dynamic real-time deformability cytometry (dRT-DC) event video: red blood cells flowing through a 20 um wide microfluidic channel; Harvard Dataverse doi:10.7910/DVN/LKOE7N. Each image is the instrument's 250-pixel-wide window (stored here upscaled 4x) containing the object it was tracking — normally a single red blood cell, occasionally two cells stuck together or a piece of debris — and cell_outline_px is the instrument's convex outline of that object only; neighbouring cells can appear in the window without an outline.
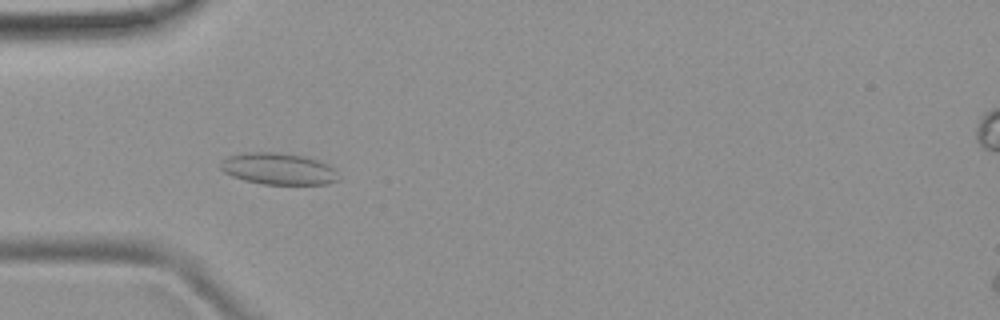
{"species": "common noctule bat (a hibernating species)", "species_latin": "Nyctalus noctula", "temperature_condition": "room temperature", "stored_images_in_passage": 50, "camera_frame_rate_fps": 3000, "um_per_image_px": 0.085, "animal": {"sex": "female", "body_mass_g": 19.9}, "frame": {"image": 1, "passage_image": 15, "time_ms": 4.667, "image_size_px": [1000, 320], "cell_outline_px": [[340, 180], [328, 184], [264, 184], [244, 180], [232, 176], [224, 172], [220, 168], [220, 160], [228, 156], [244, 152], [280, 152], [304, 156], [328, 164], [336, 172]], "centroid_in_image_um": [23.64, 14.34], "position_along_channel_um": 61.4, "area_um2": 21.85}}
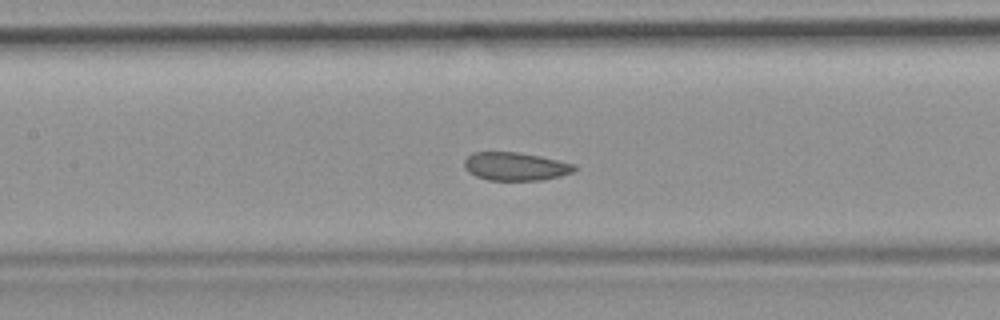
{"frame": {"image": 2, "passage_image": 23, "time_ms": 7.333, "image_size_px": [1000, 320], "cell_outline_px": [[576, 168], [572, 172], [560, 176], [544, 180], [488, 180], [476, 176], [468, 172], [464, 168], [464, 160], [472, 152], [520, 152], [540, 156], [576, 164]], "centroid_in_image_um": [43.8, 14.14], "position_along_channel_um": 163.6, "area_um2": 18.21}}
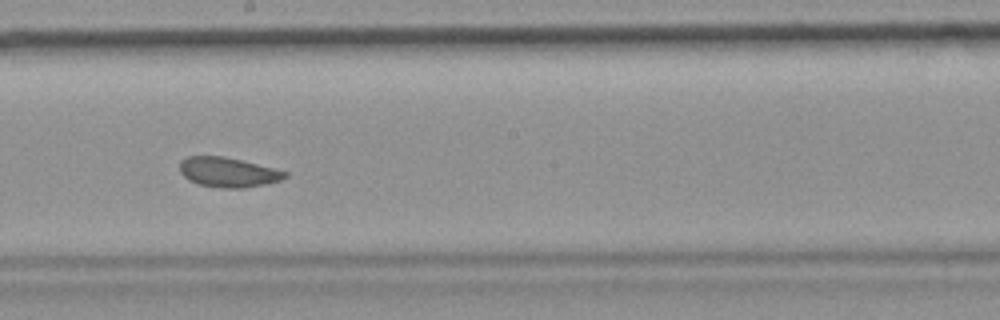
{"frame": {"image": 3, "passage_image": 28, "time_ms": 9.0, "image_size_px": [1000, 320], "cell_outline_px": [[288, 176], [280, 180], [264, 184], [244, 188], [220, 188], [196, 184], [188, 180], [180, 172], [180, 160], [188, 156], [224, 156], [288, 172]], "centroid_in_image_um": [19.34, 14.64], "position_along_channel_um": 228.9, "area_um2": 18.21}, "authors_computed_cell_mechanics": {"area_um2": 19.4208, "velocity_mm_per_s": 3.9336, "shape_relaxation_time_tau1_ms": 3.2574, "shape_relaxation_time_tau2_ms": null, "deformation_change_tau1": 0.0482, "deformation_change_tau2": null}}